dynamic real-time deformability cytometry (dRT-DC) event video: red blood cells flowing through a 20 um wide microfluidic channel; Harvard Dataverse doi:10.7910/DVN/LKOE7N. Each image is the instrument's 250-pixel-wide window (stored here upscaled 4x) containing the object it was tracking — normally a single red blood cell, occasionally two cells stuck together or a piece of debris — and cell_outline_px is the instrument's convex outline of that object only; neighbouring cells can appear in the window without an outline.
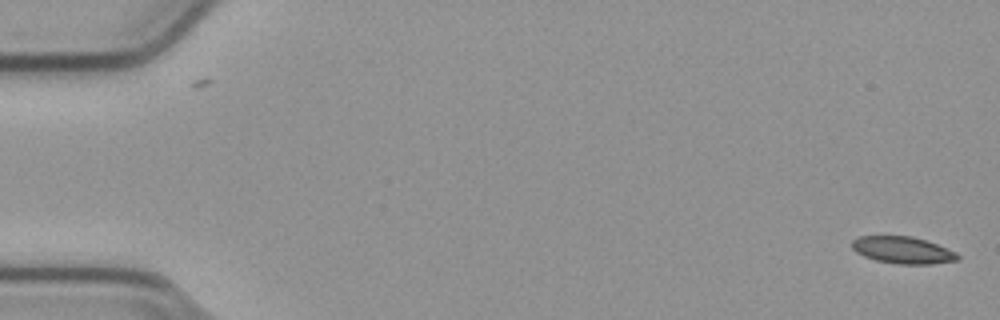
{"species": "common noctule bat (a hibernating species)", "species_latin": "Nyctalus noctula", "temperature_condition": "cold", "stored_images_in_passage": 54, "camera_frame_rate_fps": 3000, "um_per_image_px": 0.085, "animal": {"sex": "male", "body_mass_g": 23.1, "forearm_length_mm": 52.7}, "frame": {"image": 1, "passage_image": 1, "time_ms": 0.0, "image_size_px": [1000, 320], "cell_outline_px": [[960, 260], [932, 264], [900, 264], [876, 260], [864, 256], [856, 252], [852, 248], [852, 240], [860, 236], [912, 236], [948, 248], [956, 252], [960, 256]], "centroid_in_image_um": [76.76, 21.26], "position_along_channel_um": 8.2, "area_um2": 16.59}}
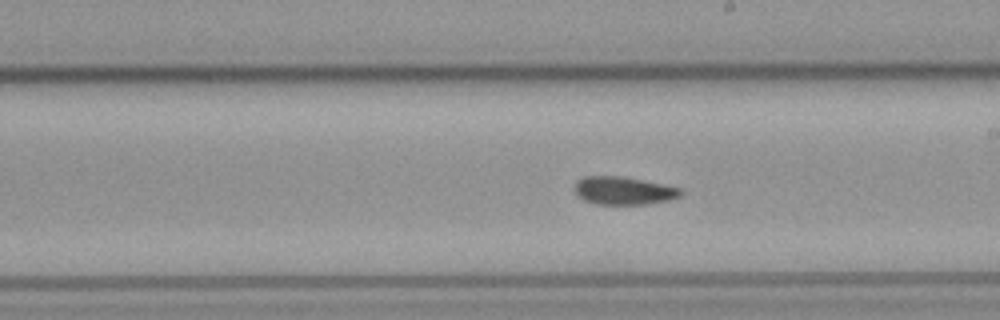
{"frame": {"image": 2, "passage_image": 31, "time_ms": 10.0, "image_size_px": [1000, 320], "cell_outline_px": [[684, 192], [680, 196], [668, 200], [644, 204], [596, 204], [584, 200], [572, 188], [576, 180], [584, 176], [624, 176], [664, 184], [680, 188]], "centroid_in_image_um": [52.98, 16.19], "position_along_channel_um": 236.0, "area_um2": 17.4}}
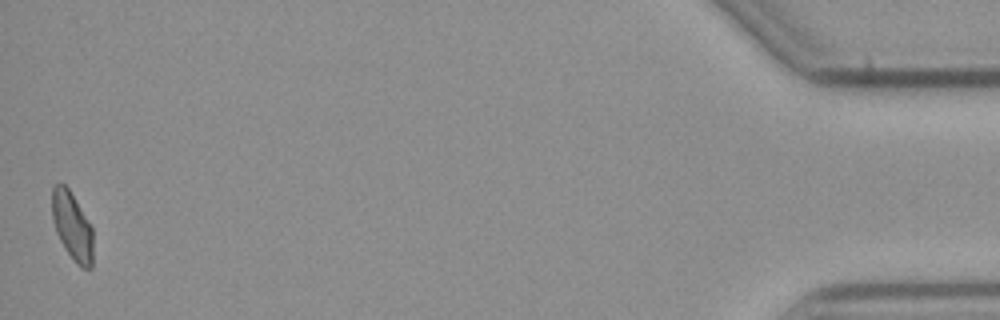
{"frame": {"image": 3, "passage_image": 54, "time_ms": 17.667, "image_size_px": [1000, 320], "cell_outline_px": [[92, 268], [80, 268], [76, 264], [64, 248], [56, 232], [52, 220], [52, 188], [56, 184], [64, 184], [68, 188], [92, 228]], "centroid_in_image_um": [6.12, 19.26], "position_along_channel_um": 429.1, "area_um2": 16.07}, "authors_computed_cell_mechanics": {"area_um2": 17.34, "velocity_mm_per_s": 3.7869, "shape_relaxation_time_tau1_ms": null, "shape_relaxation_time_tau2_ms": 9.5851, "deformation_change_tau1": null, "deformation_change_tau2": 0.1287}}